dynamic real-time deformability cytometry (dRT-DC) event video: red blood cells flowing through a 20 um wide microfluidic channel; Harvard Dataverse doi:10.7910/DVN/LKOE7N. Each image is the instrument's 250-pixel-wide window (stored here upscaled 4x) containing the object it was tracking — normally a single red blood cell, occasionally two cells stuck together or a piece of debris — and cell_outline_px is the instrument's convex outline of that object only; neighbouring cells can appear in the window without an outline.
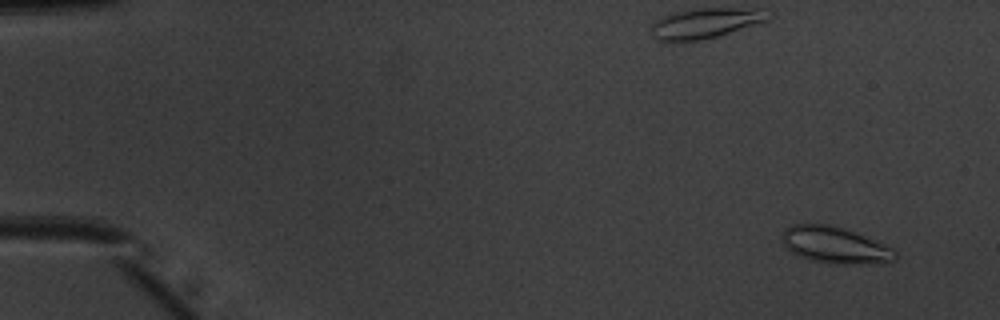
{"species": "common noctule bat (a hibernating species)", "species_latin": "Nyctalus noctula", "temperature_condition": "warm", "stored_images_in_passage": 53, "camera_frame_rate_fps": 3000, "um_per_image_px": 0.085, "animal": {"sex": "male", "body_mass_g": 20.1, "forearm_length_mm": 53.5}, "frame": {"image": 1, "passage_image": 4, "time_ms": 1.0, "image_size_px": [1000, 320], "cell_outline_px": [[896, 260], [868, 264], [828, 264], [812, 260], [800, 256], [792, 252], [784, 244], [784, 228], [792, 224], [828, 224], [864, 236], [892, 248], [896, 252]], "centroid_in_image_um": [70.97, 20.85], "position_along_channel_um": 14.0, "area_um2": 23.64}}
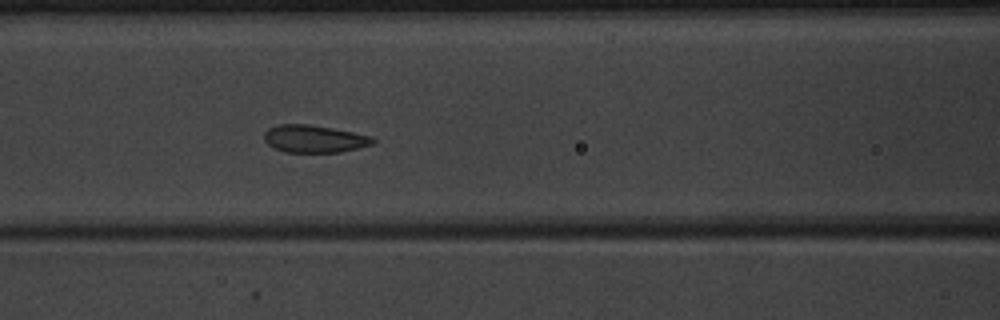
{"frame": {"image": 2, "passage_image": 24, "time_ms": 7.667, "image_size_px": [1000, 320], "cell_outline_px": [[376, 144], [360, 148], [340, 152], [284, 152], [268, 144], [264, 140], [264, 132], [268, 128], [280, 124], [308, 124], [332, 128], [372, 136], [376, 140]], "centroid_in_image_um": [26.75, 11.8], "position_along_channel_um": 139.9, "area_um2": 17.51}}
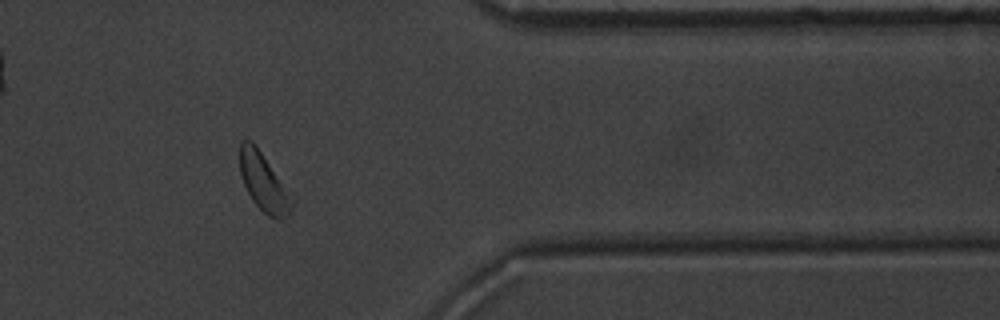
{"frame": {"image": 3, "passage_image": 44, "time_ms": 14.333, "image_size_px": [1000, 320], "cell_outline_px": [[296, 200], [288, 216], [280, 220], [276, 220], [268, 216], [252, 200], [244, 184], [240, 172], [240, 140], [252, 140], [296, 196]], "centroid_in_image_um": [22.5, 15.52], "position_along_channel_um": 388.9, "area_um2": 18.32}, "authors_computed_cell_mechanics": {"area_um2": 18.2648, "velocity_mm_per_s": 3.9444, "shape_relaxation_time_tau1_ms": 1.2432, "shape_relaxation_time_tau2_ms": null, "deformation_change_tau1": 0.0772, "deformation_change_tau2": null}}